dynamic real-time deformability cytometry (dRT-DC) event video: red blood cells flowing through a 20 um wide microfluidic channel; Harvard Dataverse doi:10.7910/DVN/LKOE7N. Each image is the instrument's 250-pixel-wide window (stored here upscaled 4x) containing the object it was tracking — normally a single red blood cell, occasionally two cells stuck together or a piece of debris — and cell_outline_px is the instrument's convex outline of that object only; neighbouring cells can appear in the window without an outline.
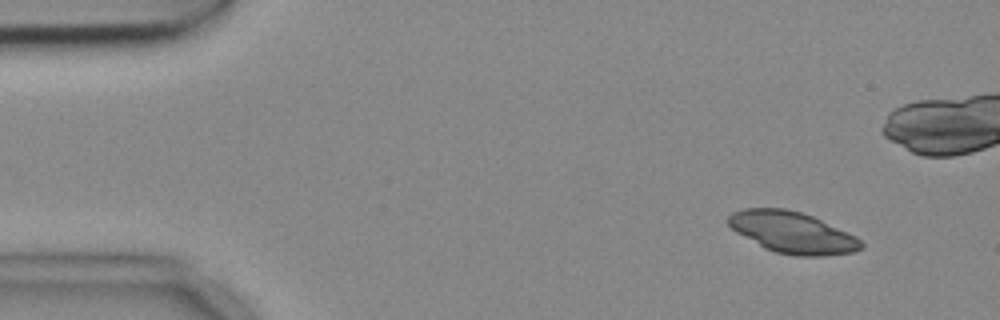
{"species": "common noctule bat (a hibernating species)", "species_latin": "Nyctalus noctula", "temperature_condition": "cold", "stored_images_in_passage": 6, "camera_frame_rate_fps": 3000, "um_per_image_px": 0.085, "animal": {"sex": "female", "body_mass_g": 18.4}, "frame": {"image": 1, "passage_image": 1, "time_ms": 0.0, "image_size_px": [1000, 320], "cell_outline_px": [[864, 248], [852, 252], [824, 256], [796, 256], [776, 252], [764, 248], [736, 232], [724, 220], [732, 212], [744, 208], [784, 208], [800, 212], [812, 216], [848, 232], [856, 236], [864, 244]], "centroid_in_image_um": [67.34, 19.76], "position_along_channel_um": 17.7, "area_um2": 32.08}}